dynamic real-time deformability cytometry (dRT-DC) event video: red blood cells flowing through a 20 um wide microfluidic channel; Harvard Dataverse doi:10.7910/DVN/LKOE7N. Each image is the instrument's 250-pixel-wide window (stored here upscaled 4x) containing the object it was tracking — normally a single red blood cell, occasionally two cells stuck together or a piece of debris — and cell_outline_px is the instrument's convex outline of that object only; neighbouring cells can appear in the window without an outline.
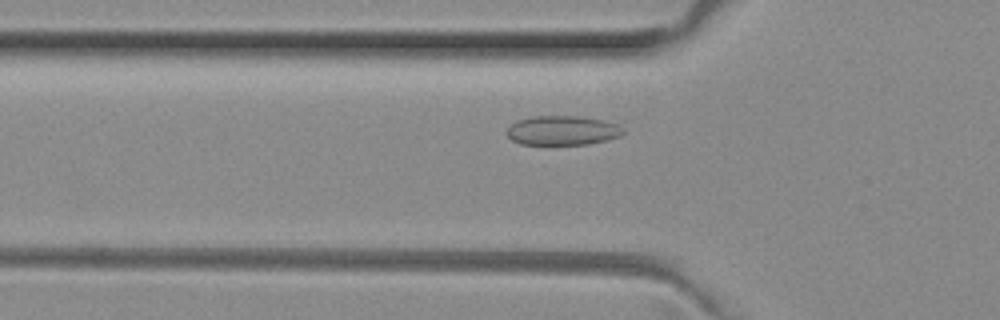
{"species": "common noctule bat (a hibernating species)", "species_latin": "Nyctalus noctula", "temperature_condition": "room temperature", "stored_images_in_passage": 33, "camera_frame_rate_fps": 3000, "um_per_image_px": 0.085, "animal": {"sex": "female", "body_mass_g": 29.2, "forearm_length_mm": 56.3}, "frame": {"image": 1, "passage_image": 4, "time_ms": 1.0, "image_size_px": [1000, 320], "cell_outline_px": [[624, 132], [620, 136], [608, 140], [588, 144], [520, 144], [512, 140], [504, 132], [516, 120], [532, 116], [580, 116], [604, 120], [616, 124]], "centroid_in_image_um": [47.77, 11.08], "position_along_channel_um": 78.0, "area_um2": 19.94}}
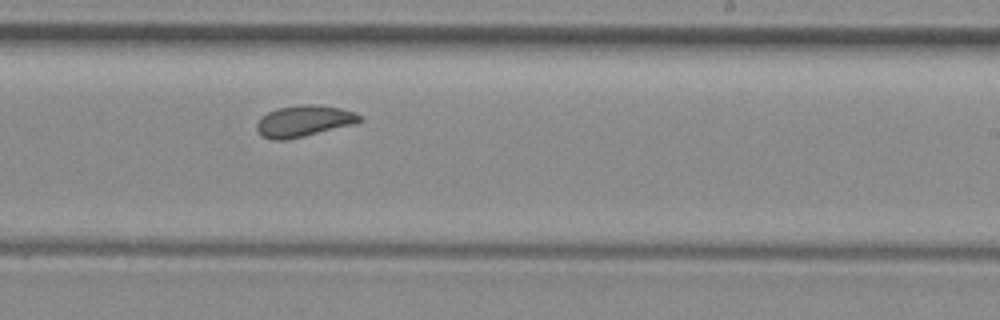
{"frame": {"image": 2, "passage_image": 18, "time_ms": 5.667, "image_size_px": [1000, 320], "cell_outline_px": [[364, 120], [352, 124], [304, 136], [284, 140], [272, 140], [264, 136], [256, 128], [256, 124], [268, 112], [276, 108], [300, 104], [316, 104], [340, 108], [356, 112]], "centroid_in_image_um": [25.85, 10.27], "position_along_channel_um": 263.2, "area_um2": 18.55}}
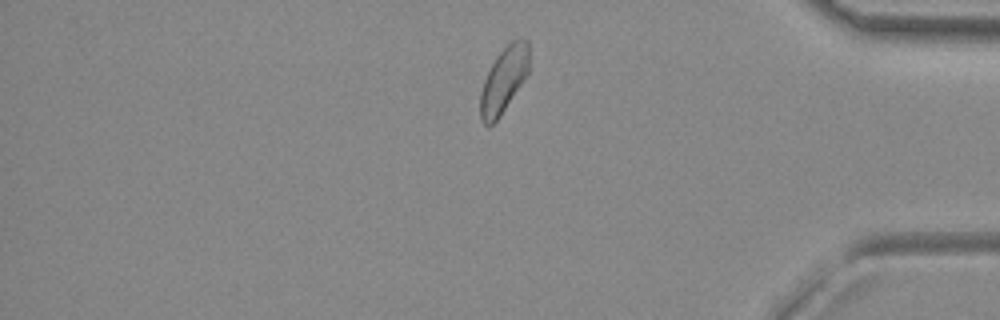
{"frame": {"image": 3, "passage_image": 30, "time_ms": 9.667, "image_size_px": [1000, 320], "cell_outline_px": [[528, 72], [500, 116], [492, 124], [484, 124], [480, 120], [480, 92], [484, 80], [496, 56], [512, 40], [528, 40]], "centroid_in_image_um": [42.79, 6.81], "position_along_channel_um": 392.4, "area_um2": 18.09}, "authors_computed_cell_mechanics": {"area_um2": 18.5538, "velocity_mm_per_s": 3.9695, "shape_relaxation_time_tau1_ms": 9.4809, "shape_relaxation_time_tau2_ms": 0.9739, "deformation_change_tau1": 0.1022, "deformation_change_tau2": 0.0528}}